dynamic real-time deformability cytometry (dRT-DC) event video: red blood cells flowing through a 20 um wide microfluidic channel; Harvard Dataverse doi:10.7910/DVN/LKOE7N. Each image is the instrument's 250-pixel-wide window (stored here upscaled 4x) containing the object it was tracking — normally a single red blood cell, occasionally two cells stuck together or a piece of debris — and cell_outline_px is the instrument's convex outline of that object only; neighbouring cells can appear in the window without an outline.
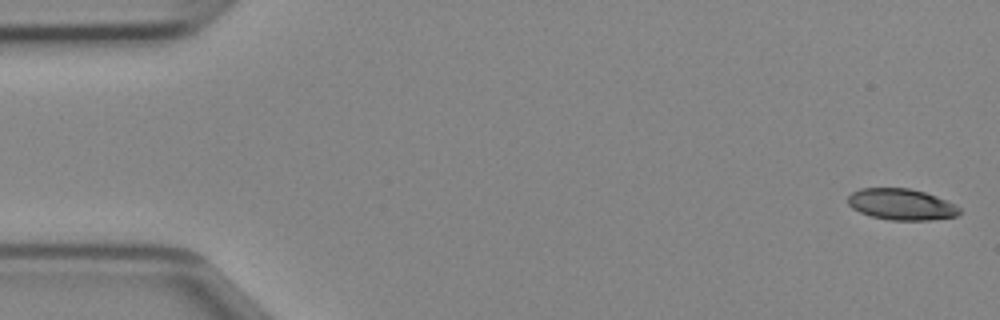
{"species": "Egyptian fruit bat (a non-hibernating species)", "species_latin": "Rousettus aegyptiacus", "temperature_condition": "cold", "stored_images_in_passage": 46, "camera_frame_rate_fps": 3000, "um_per_image_px": 0.085, "animal": {"sex": "female"}, "frame": {"image": 1, "passage_image": 1, "time_ms": 0.0, "image_size_px": [1000, 320], "cell_outline_px": [[960, 212], [956, 216], [928, 220], [892, 220], [872, 216], [860, 212], [852, 208], [848, 204], [848, 196], [852, 192], [860, 188], [908, 188], [924, 192], [936, 196], [960, 208]], "centroid_in_image_um": [76.57, 17.36], "position_along_channel_um": 8.4, "area_um2": 20.06}}
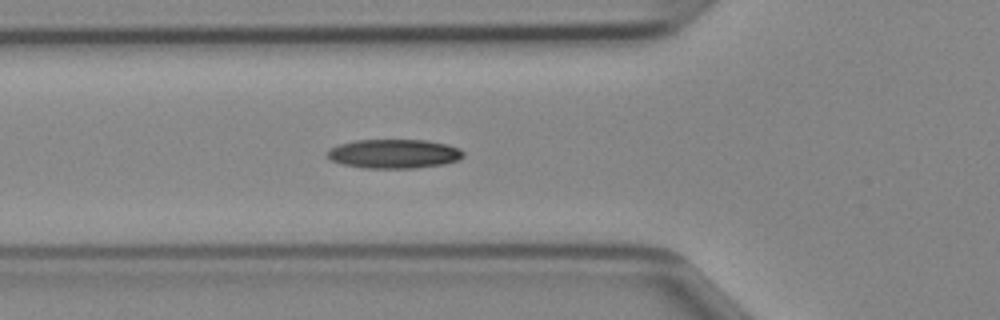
{"frame": {"image": 2, "passage_image": 16, "time_ms": 5.0, "image_size_px": [1000, 320], "cell_outline_px": [[464, 156], [456, 160], [444, 164], [412, 168], [364, 168], [340, 164], [324, 156], [328, 148], [340, 144], [356, 140], [428, 140], [448, 144], [460, 148], [464, 152]], "centroid_in_image_um": [33.45, 13.07], "position_along_channel_um": 92.3, "area_um2": 23.29}}
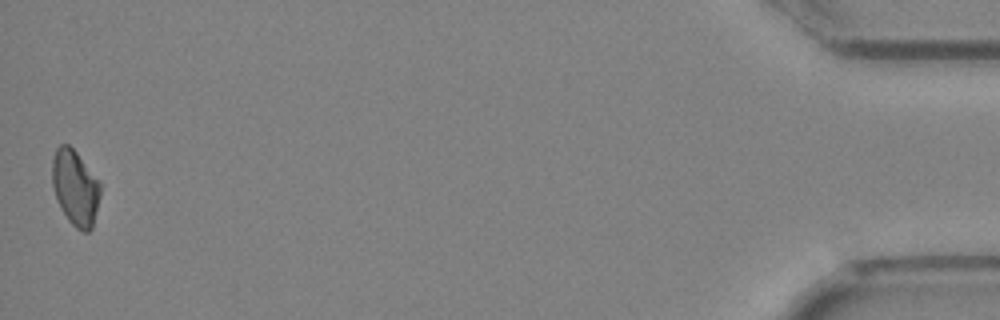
{"frame": {"image": 3, "passage_image": 46, "time_ms": 15.0, "image_size_px": [1000, 320], "cell_outline_px": [[100, 196], [92, 228], [88, 232], [84, 232], [76, 228], [68, 220], [60, 208], [56, 200], [52, 188], [52, 160], [56, 148], [60, 144], [68, 144], [76, 152], [100, 180]], "centroid_in_image_um": [6.39, 15.95], "position_along_channel_um": 428.8, "area_um2": 21.39}}